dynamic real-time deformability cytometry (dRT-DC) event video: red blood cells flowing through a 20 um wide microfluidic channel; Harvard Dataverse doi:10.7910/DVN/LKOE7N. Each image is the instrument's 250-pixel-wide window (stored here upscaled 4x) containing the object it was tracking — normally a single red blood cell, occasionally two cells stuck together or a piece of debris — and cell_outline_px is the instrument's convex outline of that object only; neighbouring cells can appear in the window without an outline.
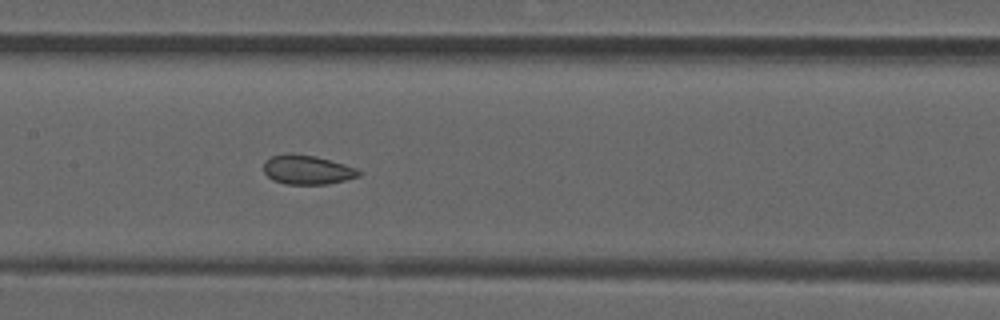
{"species": "common noctule bat (a hibernating species)", "species_latin": "Nyctalus noctula", "temperature_condition": "room temperature", "stored_images_in_passage": 48, "camera_frame_rate_fps": 3000, "um_per_image_px": 0.085, "animal": {"sex": "male", "forearm_length_mm": 52.5}, "frame": {"image": 1, "passage_image": 21, "time_ms": 6.667, "image_size_px": [1000, 320], "cell_outline_px": [[360, 176], [328, 184], [284, 184], [272, 180], [264, 172], [264, 160], [272, 156], [288, 152], [292, 152], [316, 156], [344, 164], [356, 168], [360, 172]], "centroid_in_image_um": [26.07, 14.42], "position_along_channel_um": 181.3, "area_um2": 16.36}}
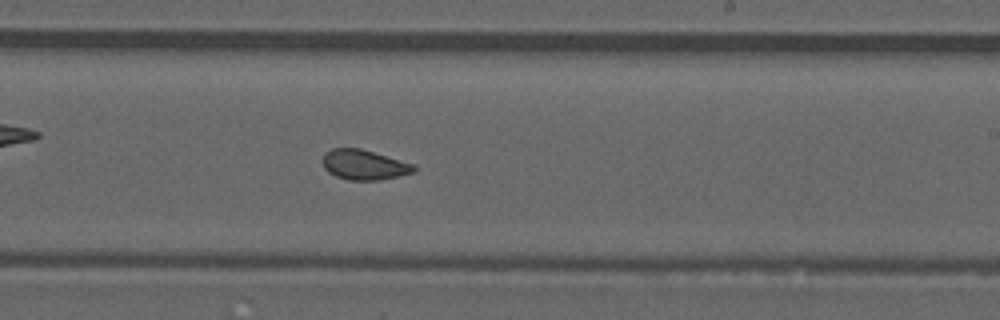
{"frame": {"image": 2, "passage_image": 27, "time_ms": 8.667, "image_size_px": [1000, 320], "cell_outline_px": [[416, 172], [400, 176], [380, 180], [348, 180], [336, 176], [328, 172], [324, 168], [324, 156], [332, 148], [360, 148], [416, 164]], "centroid_in_image_um": [31.02, 14.02], "position_along_channel_um": 258.0, "area_um2": 16.01}}
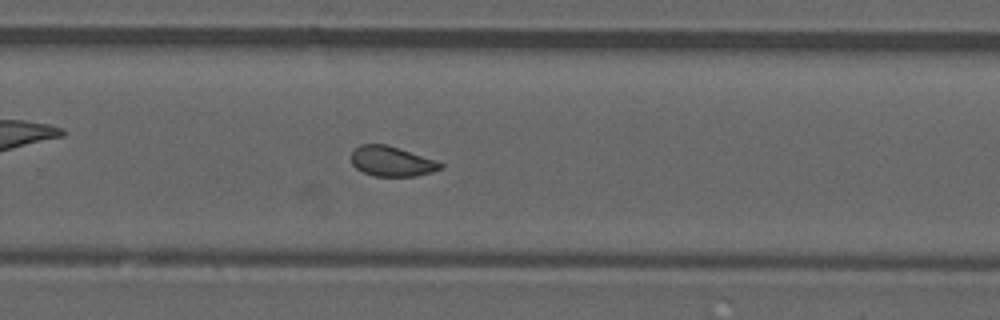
{"frame": {"image": 3, "passage_image": 30, "time_ms": 9.667, "image_size_px": [1000, 320], "cell_outline_px": [[444, 168], [432, 172], [416, 176], [372, 176], [356, 168], [352, 164], [352, 152], [360, 144], [388, 144], [436, 160], [444, 164]], "centroid_in_image_um": [33.33, 13.71], "position_along_channel_um": 296.5, "area_um2": 15.72}, "authors_computed_cell_mechanics": {"area_um2": 16.473, "velocity_mm_per_s": 3.8646, "shape_relaxation_time_tau1_ms": null, "shape_relaxation_time_tau2_ms": 1.6886, "deformation_change_tau1": null, "deformation_change_tau2": 0.0754}}